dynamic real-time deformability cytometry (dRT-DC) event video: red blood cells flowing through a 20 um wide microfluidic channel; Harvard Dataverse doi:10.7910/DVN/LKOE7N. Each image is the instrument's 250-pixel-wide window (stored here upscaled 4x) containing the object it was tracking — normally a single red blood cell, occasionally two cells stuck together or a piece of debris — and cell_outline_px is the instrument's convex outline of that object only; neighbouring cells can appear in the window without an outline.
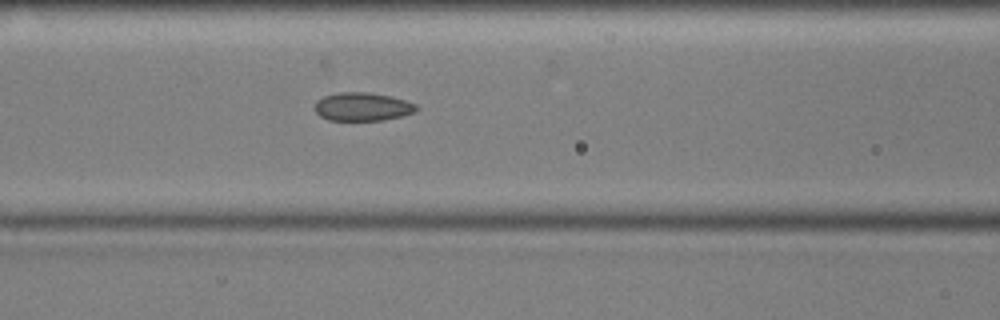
{"species": "common noctule bat (a hibernating species)", "species_latin": "Nyctalus noctula", "temperature_condition": "cold", "stored_images_in_passage": 19, "camera_frame_rate_fps": 3000, "um_per_image_px": 0.085, "animal": {"sex": "male", "body_mass_g": 17.9, "forearm_length_mm": 54.2}, "frame": {"image": 1, "passage_image": 12, "time_ms": 3.667, "image_size_px": [1000, 320], "cell_outline_px": [[420, 108], [416, 112], [384, 120], [328, 120], [320, 116], [316, 112], [316, 100], [324, 96], [340, 92], [368, 92], [392, 96], [416, 104]], "centroid_in_image_um": [30.84, 9.07], "position_along_channel_um": 135.8, "area_um2": 16.82}}
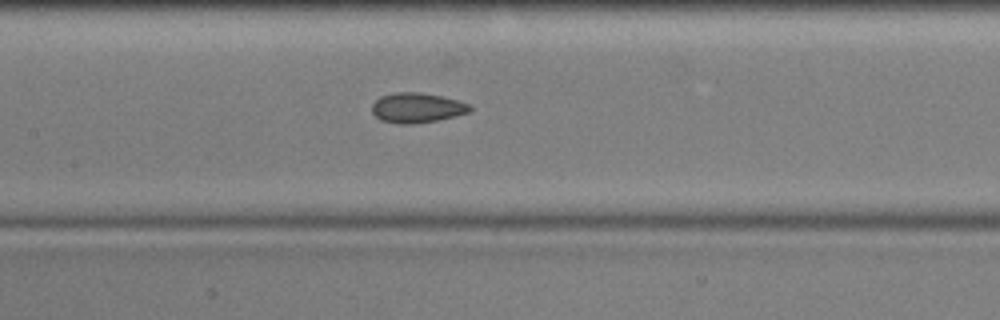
{"frame": {"image": 2, "passage_image": 15, "time_ms": 4.667, "image_size_px": [1000, 320], "cell_outline_px": [[472, 108], [468, 112], [436, 120], [416, 124], [400, 124], [380, 120], [372, 112], [372, 104], [380, 96], [396, 92], [420, 92], [440, 96], [456, 100], [468, 104]], "centroid_in_image_um": [35.38, 9.16], "position_along_channel_um": 172.0, "area_um2": 16.88}}
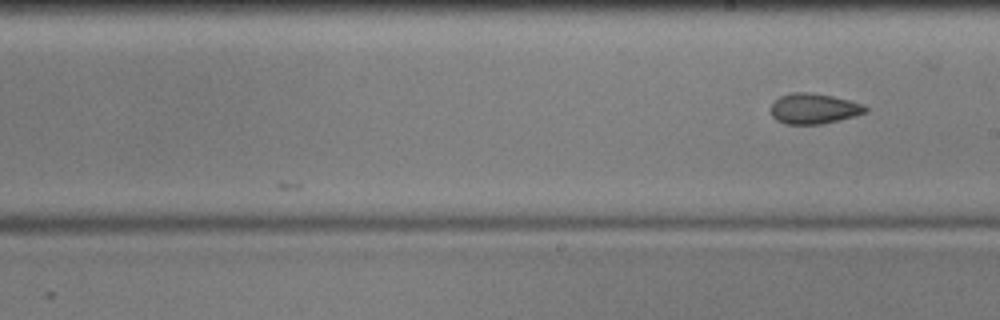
{"frame": {"image": 3, "passage_image": 19, "time_ms": 6.0, "image_size_px": [1000, 320], "cell_outline_px": [[868, 112], [856, 116], [824, 124], [784, 124], [776, 120], [772, 116], [772, 104], [780, 96], [792, 92], [808, 92], [832, 96], [864, 104], [868, 108]], "centroid_in_image_um": [69.21, 9.24], "position_along_channel_um": 219.8, "area_um2": 16.88}}